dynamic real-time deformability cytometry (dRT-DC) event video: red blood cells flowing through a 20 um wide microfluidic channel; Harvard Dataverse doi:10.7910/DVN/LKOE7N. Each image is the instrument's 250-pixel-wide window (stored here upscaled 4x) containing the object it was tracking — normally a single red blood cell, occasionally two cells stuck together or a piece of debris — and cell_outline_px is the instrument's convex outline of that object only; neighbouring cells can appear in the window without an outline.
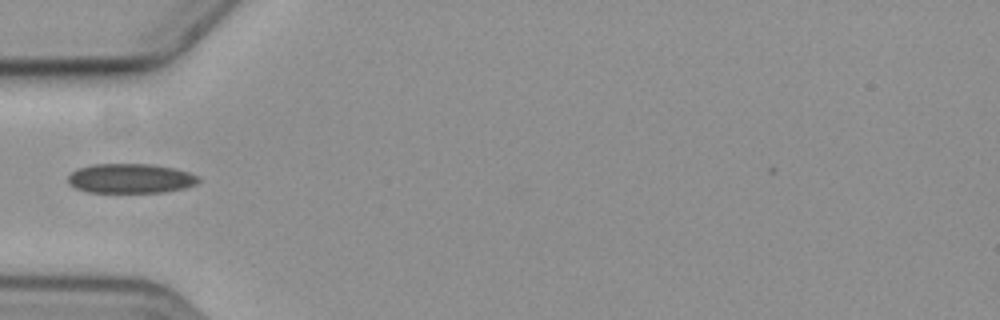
{"species": "common noctule bat (a hibernating species)", "species_latin": "Nyctalus noctula", "temperature_condition": "cold", "stored_images_in_passage": 6, "camera_frame_rate_fps": 3000, "um_per_image_px": 0.085, "animal": {"sex": "female", "body_mass_g": 19.3, "forearm_length_mm": 54.1}, "frame": {"image": 1, "passage_image": 1, "time_ms": 0.0, "image_size_px": [1000, 320], "cell_outline_px": [[200, 180], [196, 184], [184, 188], [164, 192], [88, 192], [76, 188], [68, 184], [68, 176], [76, 168], [92, 164], [152, 164], [176, 168], [200, 176]], "centroid_in_image_um": [11.1, 15.16], "position_along_channel_um": 73.9, "area_um2": 22.66}}
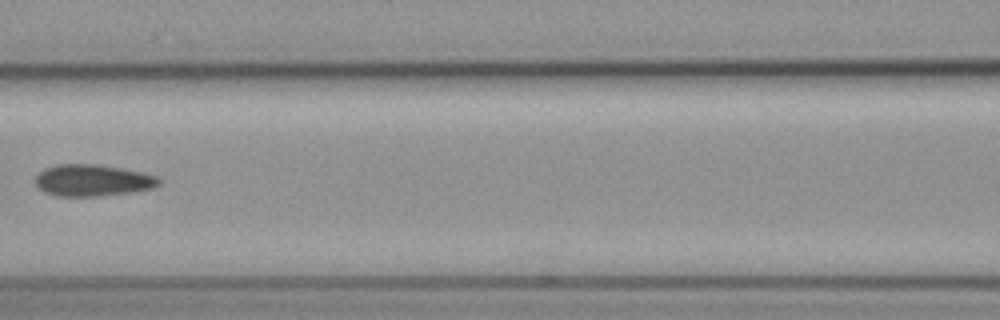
{"frame": {"image": 2, "passage_image": 3, "time_ms": 2.333, "image_size_px": [1000, 320], "cell_outline_px": [[160, 184], [152, 188], [136, 192], [100, 196], [56, 196], [44, 192], [36, 188], [36, 176], [44, 168], [56, 164], [100, 164], [140, 172], [156, 176], [160, 180]], "centroid_in_image_um": [7.85, 15.34], "position_along_channel_um": 158.8, "area_um2": 23.0}}
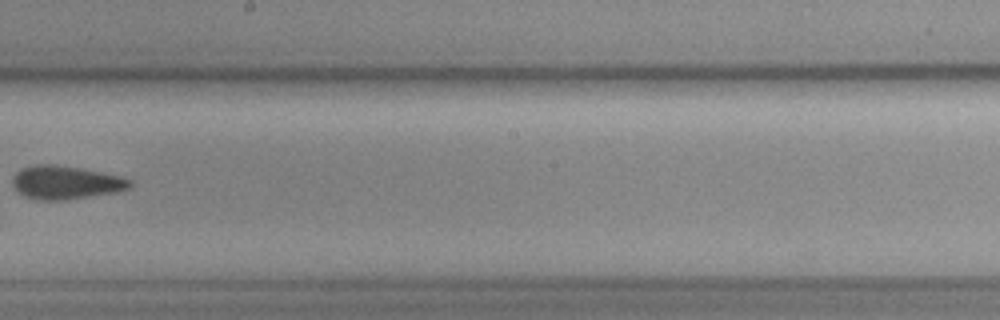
{"frame": {"image": 3, "passage_image": 5, "time_ms": 4.667, "image_size_px": [1000, 320], "cell_outline_px": [[132, 188], [116, 192], [64, 200], [40, 200], [24, 196], [12, 184], [12, 180], [16, 172], [20, 168], [36, 164], [52, 164], [80, 168], [120, 176], [132, 180]], "centroid_in_image_um": [5.6, 15.51], "position_along_channel_um": 242.6, "area_um2": 22.77}}